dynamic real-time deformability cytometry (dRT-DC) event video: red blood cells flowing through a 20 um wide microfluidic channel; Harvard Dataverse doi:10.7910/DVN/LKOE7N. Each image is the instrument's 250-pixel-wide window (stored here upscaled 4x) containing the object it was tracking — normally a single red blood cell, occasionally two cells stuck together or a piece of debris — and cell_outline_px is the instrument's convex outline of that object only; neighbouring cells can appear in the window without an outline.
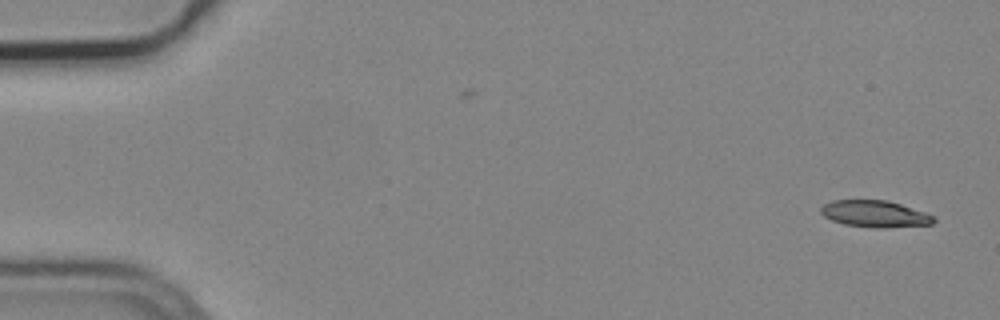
{"species": "common noctule bat (a hibernating species)", "species_latin": "Nyctalus noctula", "temperature_condition": "cold", "stored_images_in_passage": 6, "segment_of_instrument_passage": [1, 2], "camera_frame_rate_fps": 3000, "um_per_image_px": 0.085, "animal": {"sex": "male", "body_mass_g": 19.2, "forearm_length_mm": 51.8}, "frame": {"image": 1, "passage_image": 1, "time_ms": 0.0, "image_size_px": [1000, 320], "cell_outline_px": [[936, 220], [932, 224], [884, 228], [880, 228], [844, 224], [832, 220], [824, 216], [820, 212], [820, 208], [824, 204], [832, 200], [888, 200], [936, 216]], "centroid_in_image_um": [74.37, 18.17], "position_along_channel_um": 10.6, "area_um2": 17.51}}
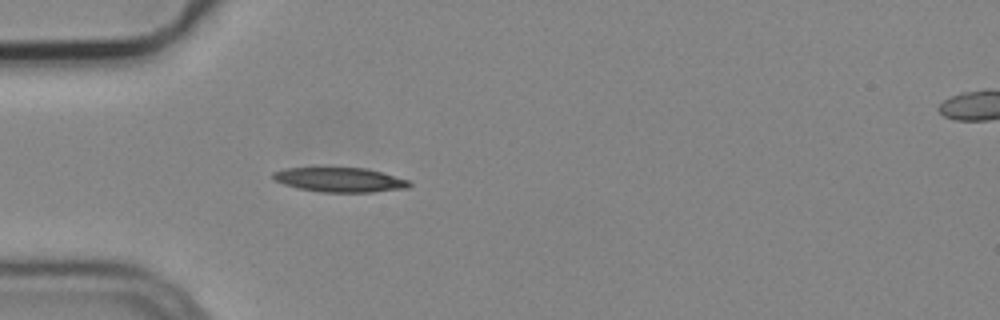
{"frame": {"image": 2, "passage_image": 5, "time_ms": 1.333, "image_size_px": [1000, 320], "cell_outline_px": [[412, 184], [408, 188], [372, 192], [320, 192], [300, 188], [284, 184], [272, 180], [272, 172], [284, 168], [364, 168], [380, 172], [408, 180]], "centroid_in_image_um": [28.85, 15.28], "position_along_channel_um": 56.2, "area_um2": 19.31}}